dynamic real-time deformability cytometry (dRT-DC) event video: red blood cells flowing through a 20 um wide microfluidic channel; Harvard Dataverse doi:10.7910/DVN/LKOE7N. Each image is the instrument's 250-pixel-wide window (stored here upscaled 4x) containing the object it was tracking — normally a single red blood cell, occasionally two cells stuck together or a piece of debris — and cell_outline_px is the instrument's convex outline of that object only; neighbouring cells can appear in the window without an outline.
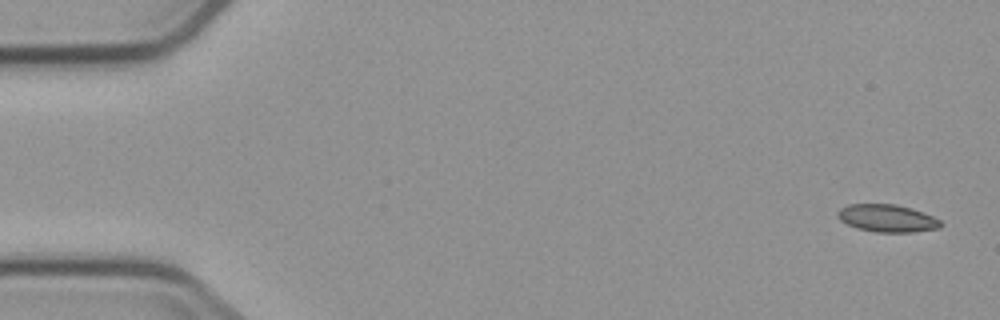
{"species": "common noctule bat (a hibernating species)", "species_latin": "Nyctalus noctula", "temperature_condition": "cold", "stored_images_in_passage": 5, "camera_frame_rate_fps": 3000, "um_per_image_px": 0.085, "animal": {"sex": "male", "body_mass_g": 23.1, "forearm_length_mm": 52.7}, "frame": {"image": 1, "passage_image": 1, "time_ms": 0.0, "image_size_px": [1000, 320], "cell_outline_px": [[944, 224], [940, 228], [912, 232], [876, 232], [860, 228], [848, 224], [840, 220], [836, 216], [836, 212], [840, 208], [848, 204], [896, 204], [912, 208], [924, 212], [940, 220]], "centroid_in_image_um": [75.43, 18.54], "position_along_channel_um": 9.6, "area_um2": 16.59}}
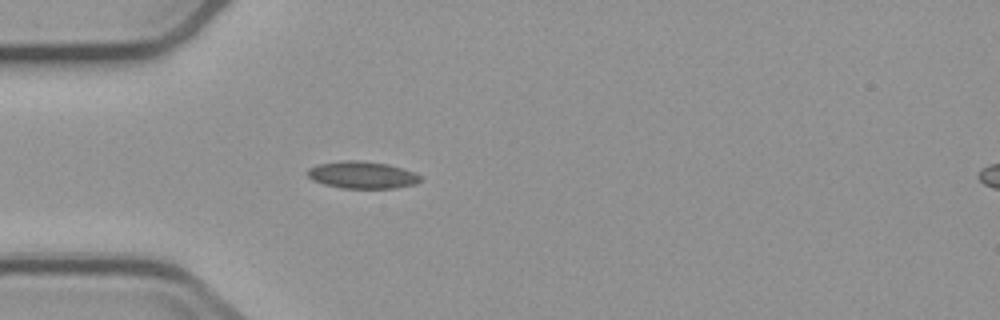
{"frame": {"image": 2, "passage_image": 5, "time_ms": 4.667, "image_size_px": [1000, 320], "cell_outline_px": [[424, 180], [416, 184], [396, 188], [340, 188], [324, 184], [312, 180], [308, 176], [308, 168], [316, 164], [344, 160], [356, 160], [388, 164], [416, 172]], "centroid_in_image_um": [30.81, 14.87], "position_along_channel_um": 54.2, "area_um2": 18.03}}